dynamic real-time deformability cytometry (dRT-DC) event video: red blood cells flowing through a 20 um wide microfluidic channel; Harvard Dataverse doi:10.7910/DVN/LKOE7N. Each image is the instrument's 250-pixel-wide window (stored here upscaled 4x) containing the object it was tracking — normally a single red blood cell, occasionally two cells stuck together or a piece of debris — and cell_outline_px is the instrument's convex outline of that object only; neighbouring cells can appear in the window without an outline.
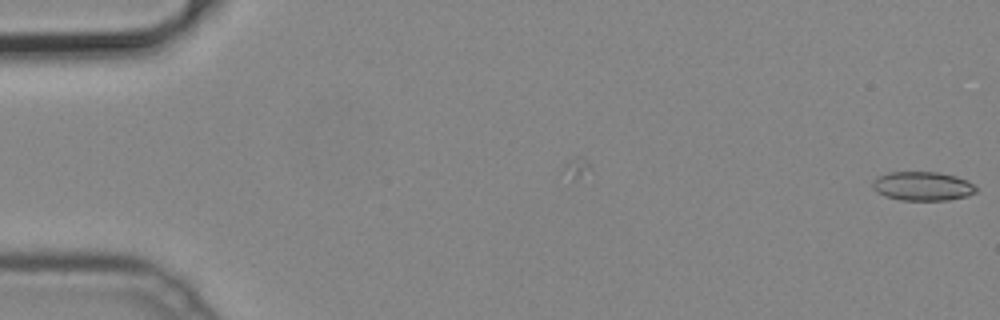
{"species": "common noctule bat (a hibernating species)", "species_latin": "Nyctalus noctula", "temperature_condition": "cold", "stored_images_in_passage": 5, "camera_frame_rate_fps": 3000, "um_per_image_px": 0.085, "animal": {"sex": "male", "body_mass_g": 19.2, "forearm_length_mm": 51.8}, "frame": {"image": 1, "passage_image": 5, "time_ms": 1.333, "image_size_px": [1000, 320], "cell_outline_px": [[976, 192], [968, 196], [948, 200], [900, 200], [884, 196], [876, 192], [872, 184], [872, 180], [888, 172], [936, 172], [956, 176], [972, 184], [976, 188]], "centroid_in_image_um": [78.39, 15.83], "position_along_channel_um": 6.6, "area_um2": 17.4}}